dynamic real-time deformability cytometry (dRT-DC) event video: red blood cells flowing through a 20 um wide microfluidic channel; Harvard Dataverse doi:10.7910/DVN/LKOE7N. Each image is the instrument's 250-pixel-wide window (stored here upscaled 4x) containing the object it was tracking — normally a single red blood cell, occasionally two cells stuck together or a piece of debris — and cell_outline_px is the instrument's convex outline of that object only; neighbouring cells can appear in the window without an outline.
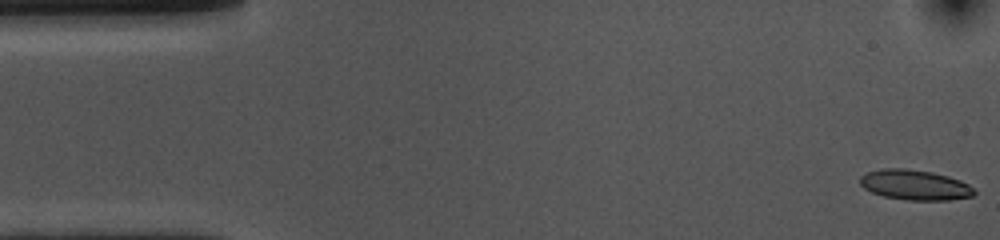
{"species": "common noctule bat (a hibernating species)", "species_latin": "Nyctalus noctula", "temperature_condition": "cold", "stored_images_in_passage": 55, "camera_frame_rate_fps": 3000, "um_per_image_px": 0.085, "animal": {"sex": "female", "body_mass_g": 10.0, "forearm_length_mm": 53.1}, "frame": {"image": 1, "passage_image": 1, "time_ms": 0.0, "image_size_px": [1000, 240], "cell_outline_px": [[976, 192], [972, 196], [948, 200], [908, 200], [884, 196], [872, 192], [864, 188], [860, 184], [860, 176], [868, 172], [880, 168], [904, 168], [932, 172], [948, 176], [960, 180], [968, 184]], "centroid_in_image_um": [77.75, 15.71], "position_along_channel_um": 7.3, "area_um2": 20.0}}
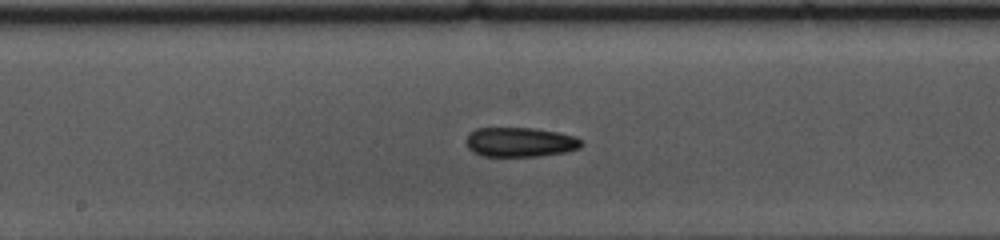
{"frame": {"image": 2, "passage_image": 27, "time_ms": 8.667, "image_size_px": [1000, 240], "cell_outline_px": [[584, 144], [580, 148], [568, 152], [540, 156], [484, 156], [472, 152], [468, 148], [464, 140], [468, 132], [476, 128], [536, 128], [576, 136], [584, 140]], "centroid_in_image_um": [44.22, 12.08], "position_along_channel_um": 204.0, "area_um2": 20.29}}
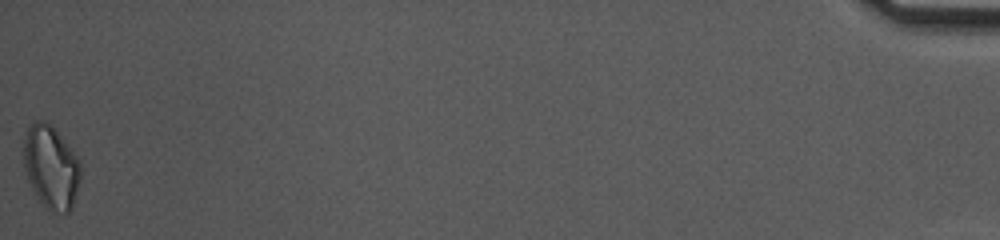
{"frame": {"image": 3, "passage_image": 55, "time_ms": 18.0, "image_size_px": [1000, 240], "cell_outline_px": [[80, 180], [72, 208], [64, 216], [44, 208], [36, 196], [28, 180], [24, 168], [24, 140], [28, 128], [36, 120], [44, 120], [60, 136], [80, 160]], "centroid_in_image_um": [4.34, 14.28], "position_along_channel_um": 430.9, "area_um2": 27.51}, "authors_computed_cell_mechanics": {"area_um2": 20.23, "velocity_mm_per_s": 3.5613, "shape_relaxation_time_tau1_ms": 6.9076, "shape_relaxation_time_tau2_ms": null, "deformation_change_tau1": 0.1479, "deformation_change_tau2": null}}